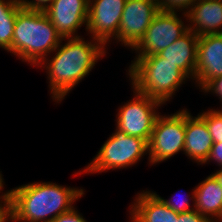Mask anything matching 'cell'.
<instances>
[{"label":"cell","instance_id":"cell-26","mask_svg":"<svg viewBox=\"0 0 222 222\" xmlns=\"http://www.w3.org/2000/svg\"><path fill=\"white\" fill-rule=\"evenodd\" d=\"M51 222H87L77 208H73L70 211L63 213L53 219Z\"/></svg>","mask_w":222,"mask_h":222},{"label":"cell","instance_id":"cell-24","mask_svg":"<svg viewBox=\"0 0 222 222\" xmlns=\"http://www.w3.org/2000/svg\"><path fill=\"white\" fill-rule=\"evenodd\" d=\"M23 8L45 12L55 0H18Z\"/></svg>","mask_w":222,"mask_h":222},{"label":"cell","instance_id":"cell-7","mask_svg":"<svg viewBox=\"0 0 222 222\" xmlns=\"http://www.w3.org/2000/svg\"><path fill=\"white\" fill-rule=\"evenodd\" d=\"M130 100L122 103L114 120L116 131L125 135L137 136L149 142L157 117L164 104L133 88ZM162 106V107H161Z\"/></svg>","mask_w":222,"mask_h":222},{"label":"cell","instance_id":"cell-3","mask_svg":"<svg viewBox=\"0 0 222 222\" xmlns=\"http://www.w3.org/2000/svg\"><path fill=\"white\" fill-rule=\"evenodd\" d=\"M61 40L45 12L21 7L16 15L12 45L7 52L37 68Z\"/></svg>","mask_w":222,"mask_h":222},{"label":"cell","instance_id":"cell-2","mask_svg":"<svg viewBox=\"0 0 222 222\" xmlns=\"http://www.w3.org/2000/svg\"><path fill=\"white\" fill-rule=\"evenodd\" d=\"M13 222H51L75 207L85 189L56 182H31L9 190Z\"/></svg>","mask_w":222,"mask_h":222},{"label":"cell","instance_id":"cell-6","mask_svg":"<svg viewBox=\"0 0 222 222\" xmlns=\"http://www.w3.org/2000/svg\"><path fill=\"white\" fill-rule=\"evenodd\" d=\"M186 108L175 113L160 114L148 142V164L156 165L174 157L185 145Z\"/></svg>","mask_w":222,"mask_h":222},{"label":"cell","instance_id":"cell-31","mask_svg":"<svg viewBox=\"0 0 222 222\" xmlns=\"http://www.w3.org/2000/svg\"><path fill=\"white\" fill-rule=\"evenodd\" d=\"M128 217H129L128 220H129L130 222H135L130 216H128Z\"/></svg>","mask_w":222,"mask_h":222},{"label":"cell","instance_id":"cell-14","mask_svg":"<svg viewBox=\"0 0 222 222\" xmlns=\"http://www.w3.org/2000/svg\"><path fill=\"white\" fill-rule=\"evenodd\" d=\"M186 15L188 30L197 36L222 33V0H197Z\"/></svg>","mask_w":222,"mask_h":222},{"label":"cell","instance_id":"cell-5","mask_svg":"<svg viewBox=\"0 0 222 222\" xmlns=\"http://www.w3.org/2000/svg\"><path fill=\"white\" fill-rule=\"evenodd\" d=\"M145 155H148V142L146 140L114 130L90 163L73 175L128 169L139 163Z\"/></svg>","mask_w":222,"mask_h":222},{"label":"cell","instance_id":"cell-4","mask_svg":"<svg viewBox=\"0 0 222 222\" xmlns=\"http://www.w3.org/2000/svg\"><path fill=\"white\" fill-rule=\"evenodd\" d=\"M126 72L133 88L164 105L191 80L177 65L158 54L139 57Z\"/></svg>","mask_w":222,"mask_h":222},{"label":"cell","instance_id":"cell-18","mask_svg":"<svg viewBox=\"0 0 222 222\" xmlns=\"http://www.w3.org/2000/svg\"><path fill=\"white\" fill-rule=\"evenodd\" d=\"M21 7L18 0H0V48L5 51L11 48L16 15Z\"/></svg>","mask_w":222,"mask_h":222},{"label":"cell","instance_id":"cell-22","mask_svg":"<svg viewBox=\"0 0 222 222\" xmlns=\"http://www.w3.org/2000/svg\"><path fill=\"white\" fill-rule=\"evenodd\" d=\"M0 222H13L11 196H0Z\"/></svg>","mask_w":222,"mask_h":222},{"label":"cell","instance_id":"cell-23","mask_svg":"<svg viewBox=\"0 0 222 222\" xmlns=\"http://www.w3.org/2000/svg\"><path fill=\"white\" fill-rule=\"evenodd\" d=\"M200 92L218 97L222 104V76L212 79Z\"/></svg>","mask_w":222,"mask_h":222},{"label":"cell","instance_id":"cell-25","mask_svg":"<svg viewBox=\"0 0 222 222\" xmlns=\"http://www.w3.org/2000/svg\"><path fill=\"white\" fill-rule=\"evenodd\" d=\"M176 222H211L206 216L201 215L197 210L178 213Z\"/></svg>","mask_w":222,"mask_h":222},{"label":"cell","instance_id":"cell-8","mask_svg":"<svg viewBox=\"0 0 222 222\" xmlns=\"http://www.w3.org/2000/svg\"><path fill=\"white\" fill-rule=\"evenodd\" d=\"M159 11L147 28L144 36L131 49L136 56L129 67L139 58L159 53L188 31L185 13ZM185 20H183L182 18Z\"/></svg>","mask_w":222,"mask_h":222},{"label":"cell","instance_id":"cell-10","mask_svg":"<svg viewBox=\"0 0 222 222\" xmlns=\"http://www.w3.org/2000/svg\"><path fill=\"white\" fill-rule=\"evenodd\" d=\"M126 0H89L87 35L106 47L117 37Z\"/></svg>","mask_w":222,"mask_h":222},{"label":"cell","instance_id":"cell-11","mask_svg":"<svg viewBox=\"0 0 222 222\" xmlns=\"http://www.w3.org/2000/svg\"><path fill=\"white\" fill-rule=\"evenodd\" d=\"M88 8L89 0H55L45 14L62 39L79 37L83 25L87 31Z\"/></svg>","mask_w":222,"mask_h":222},{"label":"cell","instance_id":"cell-9","mask_svg":"<svg viewBox=\"0 0 222 222\" xmlns=\"http://www.w3.org/2000/svg\"><path fill=\"white\" fill-rule=\"evenodd\" d=\"M159 11L156 0H126L118 34L113 40L116 42L112 43L131 50L144 36Z\"/></svg>","mask_w":222,"mask_h":222},{"label":"cell","instance_id":"cell-17","mask_svg":"<svg viewBox=\"0 0 222 222\" xmlns=\"http://www.w3.org/2000/svg\"><path fill=\"white\" fill-rule=\"evenodd\" d=\"M195 210L211 222H222V187L210 174L194 187Z\"/></svg>","mask_w":222,"mask_h":222},{"label":"cell","instance_id":"cell-1","mask_svg":"<svg viewBox=\"0 0 222 222\" xmlns=\"http://www.w3.org/2000/svg\"><path fill=\"white\" fill-rule=\"evenodd\" d=\"M66 40V41H65ZM63 41L64 44H63ZM101 41L79 37L63 38L58 47L38 67L45 69L51 99L57 104L89 75L99 60L107 56ZM51 58V59H50Z\"/></svg>","mask_w":222,"mask_h":222},{"label":"cell","instance_id":"cell-20","mask_svg":"<svg viewBox=\"0 0 222 222\" xmlns=\"http://www.w3.org/2000/svg\"><path fill=\"white\" fill-rule=\"evenodd\" d=\"M160 199L161 201L167 205L170 209H172L173 211H175L176 213H183V212H187V211H191L195 209V189H192L191 195L187 194L186 196H180L181 199L179 200H174L173 197H175L174 195L171 198L168 199H164L163 197H161L160 195H158L156 193V191H153ZM190 196V197H189ZM190 198V199H189ZM191 200H192V205H191Z\"/></svg>","mask_w":222,"mask_h":222},{"label":"cell","instance_id":"cell-12","mask_svg":"<svg viewBox=\"0 0 222 222\" xmlns=\"http://www.w3.org/2000/svg\"><path fill=\"white\" fill-rule=\"evenodd\" d=\"M222 76V33L199 36L194 85L202 90Z\"/></svg>","mask_w":222,"mask_h":222},{"label":"cell","instance_id":"cell-29","mask_svg":"<svg viewBox=\"0 0 222 222\" xmlns=\"http://www.w3.org/2000/svg\"><path fill=\"white\" fill-rule=\"evenodd\" d=\"M219 170H216V172L214 171V173L212 172L211 174L215 177V179L217 180V182L221 185L222 187V167L218 168Z\"/></svg>","mask_w":222,"mask_h":222},{"label":"cell","instance_id":"cell-21","mask_svg":"<svg viewBox=\"0 0 222 222\" xmlns=\"http://www.w3.org/2000/svg\"><path fill=\"white\" fill-rule=\"evenodd\" d=\"M197 0H156L160 11L187 13Z\"/></svg>","mask_w":222,"mask_h":222},{"label":"cell","instance_id":"cell-15","mask_svg":"<svg viewBox=\"0 0 222 222\" xmlns=\"http://www.w3.org/2000/svg\"><path fill=\"white\" fill-rule=\"evenodd\" d=\"M129 215L135 222H176L175 211L165 205L151 190H142L136 193L131 202Z\"/></svg>","mask_w":222,"mask_h":222},{"label":"cell","instance_id":"cell-16","mask_svg":"<svg viewBox=\"0 0 222 222\" xmlns=\"http://www.w3.org/2000/svg\"><path fill=\"white\" fill-rule=\"evenodd\" d=\"M198 40L199 36L188 30L183 36L157 54L165 58L166 61L177 65L193 82L197 62Z\"/></svg>","mask_w":222,"mask_h":222},{"label":"cell","instance_id":"cell-13","mask_svg":"<svg viewBox=\"0 0 222 222\" xmlns=\"http://www.w3.org/2000/svg\"><path fill=\"white\" fill-rule=\"evenodd\" d=\"M212 145L213 141L205 120L199 114L192 116L186 108L185 145L182 154L192 162L204 165Z\"/></svg>","mask_w":222,"mask_h":222},{"label":"cell","instance_id":"cell-28","mask_svg":"<svg viewBox=\"0 0 222 222\" xmlns=\"http://www.w3.org/2000/svg\"><path fill=\"white\" fill-rule=\"evenodd\" d=\"M4 185H5V181L2 175V171H0V196H11L9 190H6L4 192Z\"/></svg>","mask_w":222,"mask_h":222},{"label":"cell","instance_id":"cell-30","mask_svg":"<svg viewBox=\"0 0 222 222\" xmlns=\"http://www.w3.org/2000/svg\"><path fill=\"white\" fill-rule=\"evenodd\" d=\"M219 113H221V115H222V104H221V109H218V107H217V109H216Z\"/></svg>","mask_w":222,"mask_h":222},{"label":"cell","instance_id":"cell-27","mask_svg":"<svg viewBox=\"0 0 222 222\" xmlns=\"http://www.w3.org/2000/svg\"><path fill=\"white\" fill-rule=\"evenodd\" d=\"M212 161L215 162L216 166L222 167V142L213 143L209 157L204 164H209Z\"/></svg>","mask_w":222,"mask_h":222},{"label":"cell","instance_id":"cell-19","mask_svg":"<svg viewBox=\"0 0 222 222\" xmlns=\"http://www.w3.org/2000/svg\"><path fill=\"white\" fill-rule=\"evenodd\" d=\"M206 123L213 143L222 142V115L216 109H209L198 113Z\"/></svg>","mask_w":222,"mask_h":222}]
</instances>
